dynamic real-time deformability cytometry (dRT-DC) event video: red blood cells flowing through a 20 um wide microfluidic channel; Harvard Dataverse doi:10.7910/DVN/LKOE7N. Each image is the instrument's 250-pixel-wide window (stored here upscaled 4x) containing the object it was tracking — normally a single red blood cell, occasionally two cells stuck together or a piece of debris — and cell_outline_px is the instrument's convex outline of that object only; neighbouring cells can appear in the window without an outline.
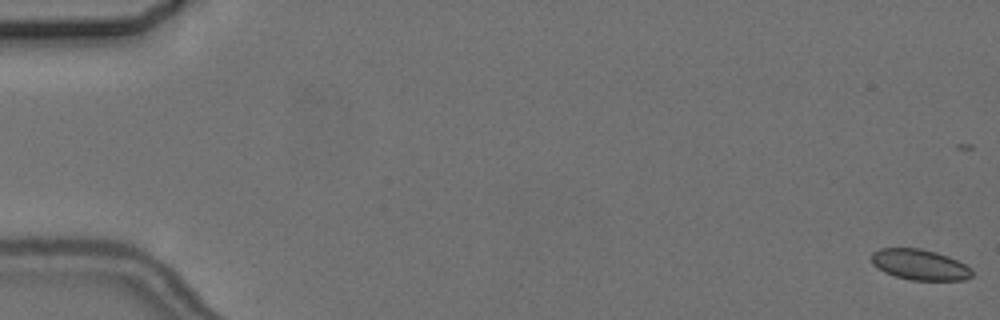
{"species": "common noctule bat (a hibernating species)", "species_latin": "Nyctalus noctula", "temperature_condition": "cold", "stored_images_in_passage": 5, "camera_frame_rate_fps": 3000, "um_per_image_px": 0.085, "animal": {"sex": "female", "body_mass_g": 24.6, "forearm_length_mm": 56.2}, "frame": {"image": 1, "passage_image": 1, "time_ms": 0.0, "image_size_px": [1000, 320], "cell_outline_px": [[972, 276], [964, 280], [912, 280], [896, 276], [884, 272], [872, 264], [872, 252], [880, 248], [920, 248], [936, 252], [948, 256], [972, 268]], "centroid_in_image_um": [78.18, 22.49], "position_along_channel_um": 6.8, "area_um2": 17.92}}